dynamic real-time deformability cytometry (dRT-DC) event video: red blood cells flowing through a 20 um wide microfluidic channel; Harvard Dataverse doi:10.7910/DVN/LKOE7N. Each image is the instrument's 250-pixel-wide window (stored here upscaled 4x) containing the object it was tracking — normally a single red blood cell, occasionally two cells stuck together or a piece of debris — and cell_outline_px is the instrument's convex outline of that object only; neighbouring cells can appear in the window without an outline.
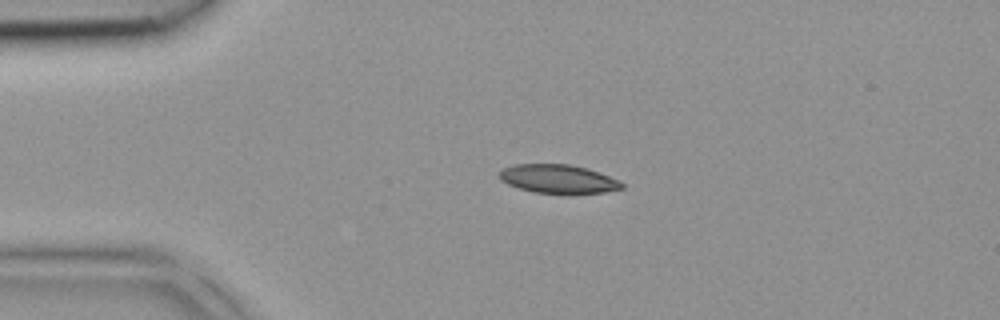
{"species": "common noctule bat (a hibernating species)", "species_latin": "Nyctalus noctula", "temperature_condition": "room temperature", "stored_images_in_passage": 34, "camera_frame_rate_fps": 3000, "um_per_image_px": 0.085, "animal": {"sex": "female", "body_mass_g": 18.4}, "frame": {"image": 1, "passage_image": 1, "time_ms": 0.0, "image_size_px": [1000, 320], "cell_outline_px": [[624, 188], [604, 192], [568, 196], [532, 192], [508, 184], [500, 180], [500, 172], [504, 168], [512, 164], [568, 164], [600, 172], [620, 180], [624, 184]], "centroid_in_image_um": [47.49, 15.25], "position_along_channel_um": 37.5, "area_um2": 21.1}}
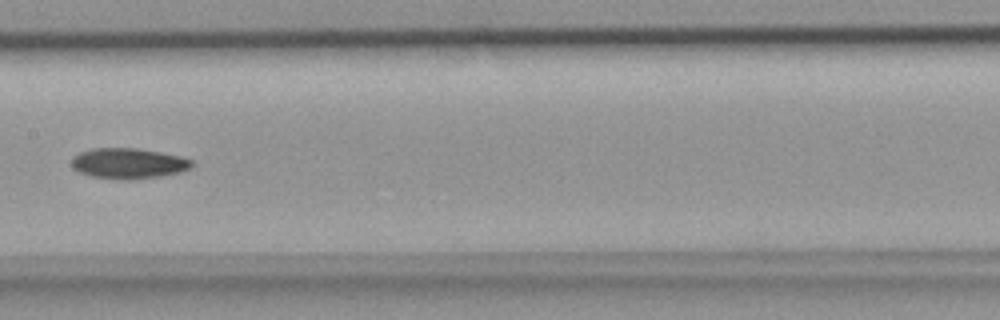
{"frame": {"image": 2, "passage_image": 13, "time_ms": 4.0, "image_size_px": [1000, 320], "cell_outline_px": [[192, 168], [180, 172], [160, 176], [132, 180], [116, 180], [92, 176], [80, 172], [72, 168], [72, 160], [80, 152], [92, 148], [136, 148], [160, 152], [180, 156], [192, 160]], "centroid_in_image_um": [10.93, 13.9], "position_along_channel_um": 196.5, "area_um2": 21.44}}
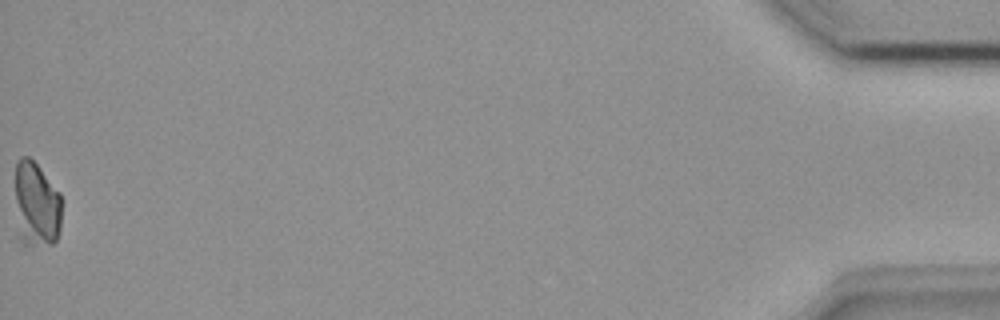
{"frame": {"image": 3, "passage_image": 34, "time_ms": 11.0, "image_size_px": [1000, 320], "cell_outline_px": [[60, 232], [56, 240], [52, 244], [24, 244], [20, 240], [16, 200], [16, 160], [20, 156], [28, 156], [36, 164], [60, 192]], "centroid_in_image_um": [3.1, 17.36], "position_along_channel_um": 432.1, "area_um2": 22.83}}